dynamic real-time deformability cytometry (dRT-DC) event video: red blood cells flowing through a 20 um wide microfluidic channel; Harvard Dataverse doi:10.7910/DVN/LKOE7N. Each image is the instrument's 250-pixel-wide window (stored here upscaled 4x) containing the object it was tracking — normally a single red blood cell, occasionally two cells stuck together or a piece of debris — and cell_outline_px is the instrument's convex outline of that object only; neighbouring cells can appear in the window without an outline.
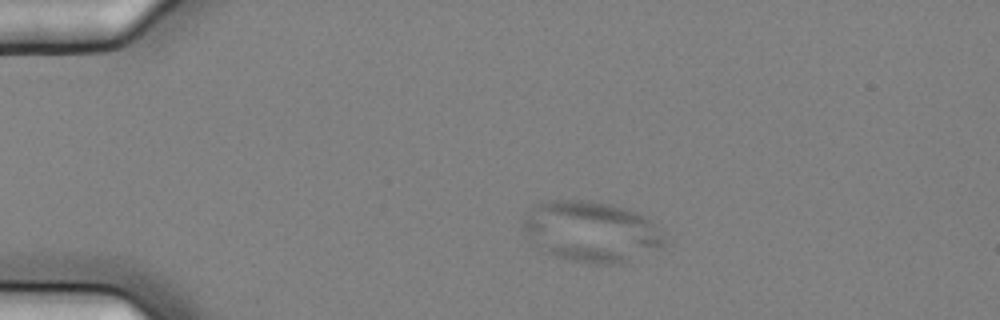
{"species": "common noctule bat (a hibernating species)", "species_latin": "Nyctalus noctula", "temperature_condition": "cold", "stored_images_in_passage": 9, "camera_frame_rate_fps": 3000, "um_per_image_px": 0.085, "animal": {"sex": "female", "body_mass_g": 25.1}, "frame": {"image": 1, "passage_image": 2, "time_ms": 0.333, "image_size_px": [1000, 320], "cell_outline_px": [[664, 248], [624, 264], [588, 264], [556, 256], [544, 252], [524, 228], [524, 220], [528, 212], [536, 204], [548, 200], [588, 200], [612, 204], [648, 216], [664, 240]], "centroid_in_image_um": [50.33, 19.7], "position_along_channel_um": 34.7, "area_um2": 49.88}}